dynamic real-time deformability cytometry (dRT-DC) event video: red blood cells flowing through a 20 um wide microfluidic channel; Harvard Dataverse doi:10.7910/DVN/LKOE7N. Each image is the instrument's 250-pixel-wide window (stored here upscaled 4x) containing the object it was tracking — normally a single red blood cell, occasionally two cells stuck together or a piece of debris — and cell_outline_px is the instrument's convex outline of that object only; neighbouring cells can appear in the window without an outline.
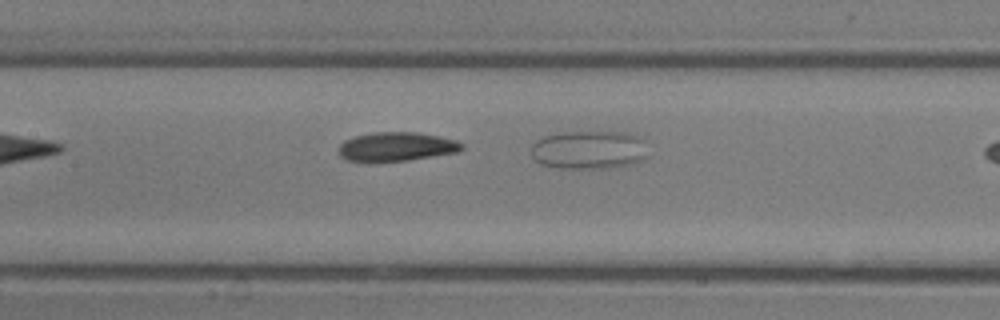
{"species": "common noctule bat (a hibernating species)", "species_latin": "Nyctalus noctula", "temperature_condition": "room temperature", "stored_images_in_passage": 10, "camera_frame_rate_fps": 3000, "um_per_image_px": 0.085, "animal": {"sex": "male", "body_mass_g": 13.3}, "frame": {"image": 1, "passage_image": 7, "time_ms": 2.0, "image_size_px": [1000, 320], "cell_outline_px": [[644, 156], [628, 164], [612, 168], [560, 168], [540, 164], [532, 156], [532, 144], [536, 140], [544, 136], [556, 132], [628, 132], [636, 136]], "centroid_in_image_um": [49.89, 12.73], "position_along_channel_um": 157.5, "area_um2": 25.49}}